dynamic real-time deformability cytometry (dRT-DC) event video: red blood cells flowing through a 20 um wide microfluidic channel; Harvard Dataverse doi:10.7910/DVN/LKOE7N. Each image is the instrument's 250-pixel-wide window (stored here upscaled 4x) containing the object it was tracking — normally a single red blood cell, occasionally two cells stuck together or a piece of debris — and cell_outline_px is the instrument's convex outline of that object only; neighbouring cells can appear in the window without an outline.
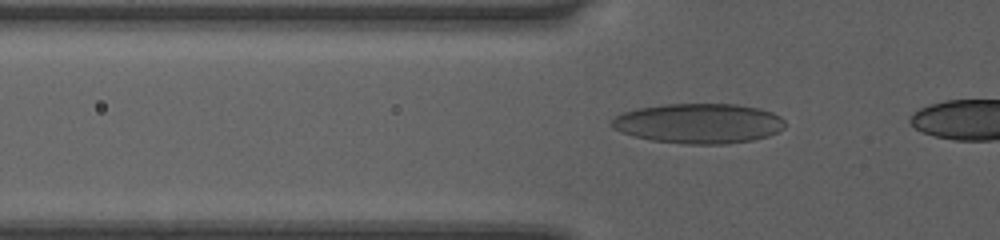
{"species": "human", "species_latin": "Homo sapiens", "temperature_condition": "room temperature", "stored_images_in_passage": 16, "camera_frame_rate_fps": 3000, "um_per_image_px": 0.085, "donor": {"sex": "female"}, "frame": {"image": 1, "passage_image": 14, "time_ms": 4.333, "image_size_px": [1000, 240], "cell_outline_px": [[784, 128], [768, 136], [752, 140], [728, 144], [684, 144], [652, 140], [632, 136], [620, 132], [612, 128], [608, 124], [616, 116], [624, 112], [636, 108], [664, 104], [736, 104], [760, 108], [772, 112], [780, 116], [784, 120]], "centroid_in_image_um": [59.37, 10.49], "position_along_channel_um": 66.4, "area_um2": 40.63}}